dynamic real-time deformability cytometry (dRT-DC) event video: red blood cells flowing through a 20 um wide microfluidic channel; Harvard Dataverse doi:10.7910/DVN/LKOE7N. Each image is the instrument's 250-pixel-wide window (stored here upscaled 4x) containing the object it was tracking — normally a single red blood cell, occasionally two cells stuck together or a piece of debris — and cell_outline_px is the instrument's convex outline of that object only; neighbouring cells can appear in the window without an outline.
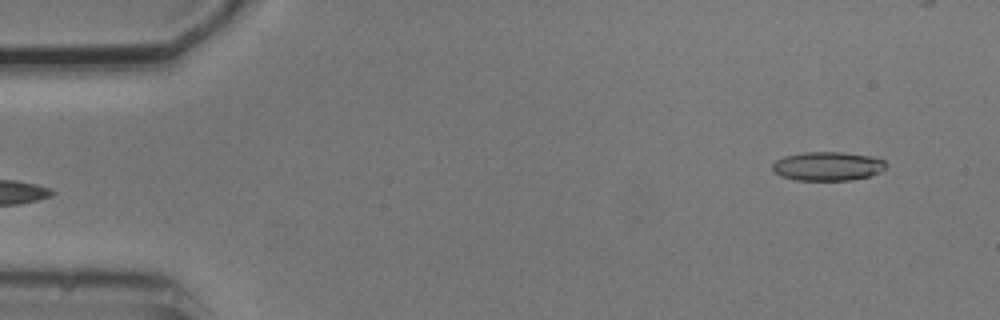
{"species": "common noctule bat (a hibernating species)", "species_latin": "Nyctalus noctula", "temperature_condition": "cold", "stored_images_in_passage": 4, "camera_frame_rate_fps": 3000, "um_per_image_px": 0.085, "animal": {"sex": "male", "body_mass_g": 20.5, "forearm_length_mm": 52.5}, "frame": {"image": 1, "passage_image": 4, "time_ms": 3.667, "image_size_px": [1000, 320], "cell_outline_px": [[888, 164], [880, 172], [868, 176], [852, 180], [796, 180], [780, 176], [772, 172], [772, 164], [776, 160], [784, 156], [804, 152], [840, 152], [872, 156], [884, 160]], "centroid_in_image_um": [70.33, 14.13], "position_along_channel_um": 14.7, "area_um2": 19.25}}